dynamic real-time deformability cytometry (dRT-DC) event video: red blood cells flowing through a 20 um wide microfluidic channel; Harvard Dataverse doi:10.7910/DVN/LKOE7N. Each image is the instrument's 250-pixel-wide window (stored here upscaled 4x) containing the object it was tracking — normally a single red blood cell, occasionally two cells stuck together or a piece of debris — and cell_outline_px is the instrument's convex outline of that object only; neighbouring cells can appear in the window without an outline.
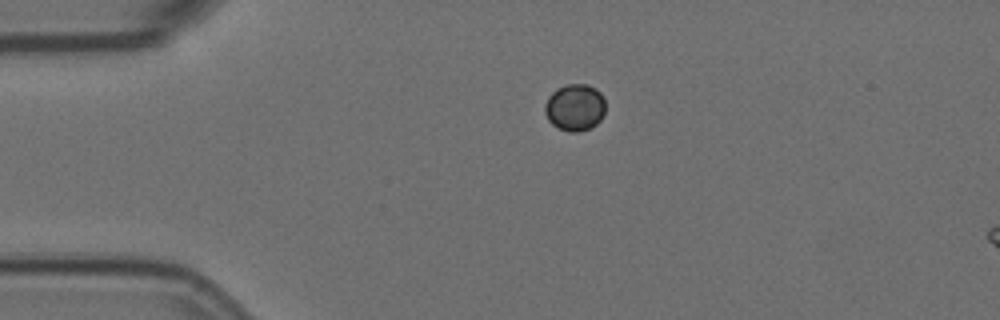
{"species": "Egyptian fruit bat (a non-hibernating species)", "species_latin": "Rousettus aegyptiacus", "temperature_condition": "room temperature", "stored_images_in_passage": 42, "camera_frame_rate_fps": 3000, "um_per_image_px": 0.085, "animal": {"sex": "female"}, "frame": {"image": 1, "passage_image": 1, "time_ms": 0.0, "image_size_px": [1000, 320], "cell_outline_px": [[604, 116], [596, 124], [580, 132], [568, 132], [556, 128], [548, 120], [544, 112], [544, 104], [548, 96], [556, 88], [568, 84], [588, 84], [596, 88], [600, 92], [604, 100]], "centroid_in_image_um": [48.84, 9.13], "position_along_channel_um": 36.2, "area_um2": 16.82}}
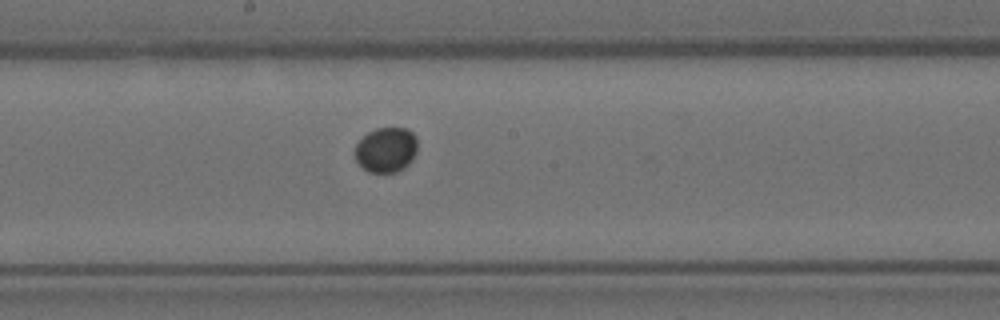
{"frame": {"image": 2, "passage_image": 19, "time_ms": 6.0, "image_size_px": [1000, 320], "cell_outline_px": [[416, 152], [412, 160], [404, 168], [396, 172], [368, 172], [356, 160], [356, 144], [368, 132], [376, 128], [408, 128], [416, 136]], "centroid_in_image_um": [32.84, 12.72], "position_along_channel_um": 215.4, "area_um2": 16.3}}
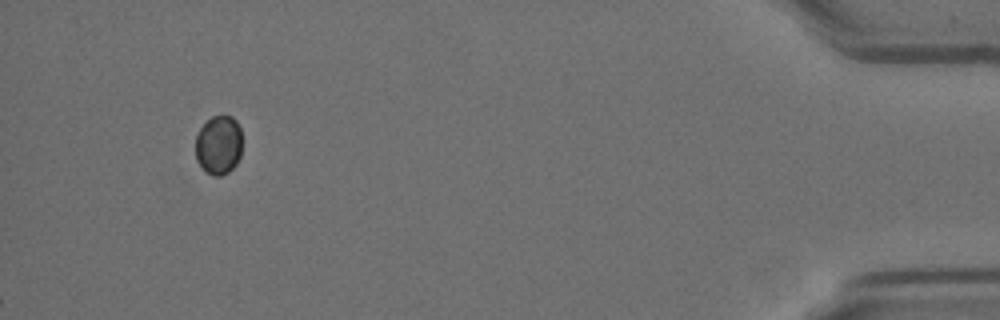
{"frame": {"image": 3, "passage_image": 42, "time_ms": 13.667, "image_size_px": [1000, 320], "cell_outline_px": [[240, 156], [236, 164], [228, 172], [220, 176], [212, 176], [196, 160], [196, 136], [200, 128], [212, 116], [232, 116], [236, 120], [240, 128]], "centroid_in_image_um": [18.58, 12.32], "position_along_channel_um": 416.6, "area_um2": 15.84}}